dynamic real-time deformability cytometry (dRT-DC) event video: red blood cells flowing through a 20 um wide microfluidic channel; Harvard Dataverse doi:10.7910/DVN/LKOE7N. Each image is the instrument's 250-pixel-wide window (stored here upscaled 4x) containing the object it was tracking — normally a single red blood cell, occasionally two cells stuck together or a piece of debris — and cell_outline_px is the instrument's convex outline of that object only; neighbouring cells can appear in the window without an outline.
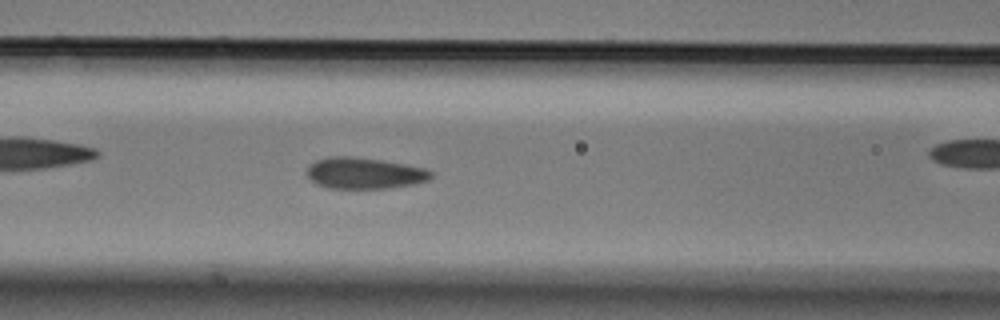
{"species": "Egyptian fruit bat (a non-hibernating species)", "species_latin": "Rousettus aegyptiacus", "temperature_condition": "cold", "stored_images_in_passage": 40, "camera_frame_rate_fps": 3000, "um_per_image_px": 0.085, "animal": {"sex": "male"}, "frame": {"image": 1, "passage_image": 7, "time_ms": 2.0, "image_size_px": [1000, 320], "cell_outline_px": [[432, 176], [428, 180], [412, 184], [388, 188], [328, 188], [316, 184], [304, 172], [308, 164], [316, 160], [332, 156], [352, 156], [380, 160], [404, 164], [424, 168], [432, 172]], "centroid_in_image_um": [30.91, 14.71], "position_along_channel_um": 135.7, "area_um2": 22.6}}